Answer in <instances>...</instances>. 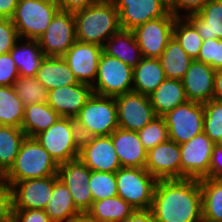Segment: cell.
I'll use <instances>...</instances> for the list:
<instances>
[{"instance_id":"6da1fadb","label":"cell","mask_w":222,"mask_h":222,"mask_svg":"<svg viewBox=\"0 0 222 222\" xmlns=\"http://www.w3.org/2000/svg\"><path fill=\"white\" fill-rule=\"evenodd\" d=\"M151 211L155 222H203L199 180H158Z\"/></svg>"},{"instance_id":"7a4b0ae2","label":"cell","mask_w":222,"mask_h":222,"mask_svg":"<svg viewBox=\"0 0 222 222\" xmlns=\"http://www.w3.org/2000/svg\"><path fill=\"white\" fill-rule=\"evenodd\" d=\"M73 14L76 37L81 42L103 47L104 43L121 29L119 12L112 0H98Z\"/></svg>"},{"instance_id":"3957f363","label":"cell","mask_w":222,"mask_h":222,"mask_svg":"<svg viewBox=\"0 0 222 222\" xmlns=\"http://www.w3.org/2000/svg\"><path fill=\"white\" fill-rule=\"evenodd\" d=\"M58 166L35 137L26 136L13 165L2 179L11 187L15 182L57 175Z\"/></svg>"},{"instance_id":"277c9868","label":"cell","mask_w":222,"mask_h":222,"mask_svg":"<svg viewBox=\"0 0 222 222\" xmlns=\"http://www.w3.org/2000/svg\"><path fill=\"white\" fill-rule=\"evenodd\" d=\"M74 119L80 139L111 135L119 127L115 98L93 93Z\"/></svg>"},{"instance_id":"5b68a950","label":"cell","mask_w":222,"mask_h":222,"mask_svg":"<svg viewBox=\"0 0 222 222\" xmlns=\"http://www.w3.org/2000/svg\"><path fill=\"white\" fill-rule=\"evenodd\" d=\"M59 10L56 0H18L11 21L19 38L37 40Z\"/></svg>"},{"instance_id":"8992f818","label":"cell","mask_w":222,"mask_h":222,"mask_svg":"<svg viewBox=\"0 0 222 222\" xmlns=\"http://www.w3.org/2000/svg\"><path fill=\"white\" fill-rule=\"evenodd\" d=\"M35 139L58 165L79 158L81 139L74 118L60 117Z\"/></svg>"},{"instance_id":"52a82bcc","label":"cell","mask_w":222,"mask_h":222,"mask_svg":"<svg viewBox=\"0 0 222 222\" xmlns=\"http://www.w3.org/2000/svg\"><path fill=\"white\" fill-rule=\"evenodd\" d=\"M157 181L145 168L121 167L116 172L118 196L135 209H151Z\"/></svg>"},{"instance_id":"ba28073f","label":"cell","mask_w":222,"mask_h":222,"mask_svg":"<svg viewBox=\"0 0 222 222\" xmlns=\"http://www.w3.org/2000/svg\"><path fill=\"white\" fill-rule=\"evenodd\" d=\"M92 89L94 94L108 97L131 92L133 90V68L118 58L102 52Z\"/></svg>"},{"instance_id":"9c48e42d","label":"cell","mask_w":222,"mask_h":222,"mask_svg":"<svg viewBox=\"0 0 222 222\" xmlns=\"http://www.w3.org/2000/svg\"><path fill=\"white\" fill-rule=\"evenodd\" d=\"M163 117L168 127L169 139L180 145L203 132L204 103L187 101Z\"/></svg>"},{"instance_id":"30bf717a","label":"cell","mask_w":222,"mask_h":222,"mask_svg":"<svg viewBox=\"0 0 222 222\" xmlns=\"http://www.w3.org/2000/svg\"><path fill=\"white\" fill-rule=\"evenodd\" d=\"M37 40L45 56L62 57L77 41L73 12L59 10Z\"/></svg>"},{"instance_id":"8fae6325","label":"cell","mask_w":222,"mask_h":222,"mask_svg":"<svg viewBox=\"0 0 222 222\" xmlns=\"http://www.w3.org/2000/svg\"><path fill=\"white\" fill-rule=\"evenodd\" d=\"M176 18L169 11L165 16L147 21L133 30L143 57H160L169 40L173 37V26Z\"/></svg>"},{"instance_id":"7c38bea8","label":"cell","mask_w":222,"mask_h":222,"mask_svg":"<svg viewBox=\"0 0 222 222\" xmlns=\"http://www.w3.org/2000/svg\"><path fill=\"white\" fill-rule=\"evenodd\" d=\"M114 98L119 128L138 132L156 117L149 96L131 91Z\"/></svg>"},{"instance_id":"4fadbf2b","label":"cell","mask_w":222,"mask_h":222,"mask_svg":"<svg viewBox=\"0 0 222 222\" xmlns=\"http://www.w3.org/2000/svg\"><path fill=\"white\" fill-rule=\"evenodd\" d=\"M214 144L204 132L180 144L181 179L199 180L208 176Z\"/></svg>"},{"instance_id":"5bb4252c","label":"cell","mask_w":222,"mask_h":222,"mask_svg":"<svg viewBox=\"0 0 222 222\" xmlns=\"http://www.w3.org/2000/svg\"><path fill=\"white\" fill-rule=\"evenodd\" d=\"M58 175L27 179L11 186L12 209L45 210Z\"/></svg>"},{"instance_id":"9a60e30c","label":"cell","mask_w":222,"mask_h":222,"mask_svg":"<svg viewBox=\"0 0 222 222\" xmlns=\"http://www.w3.org/2000/svg\"><path fill=\"white\" fill-rule=\"evenodd\" d=\"M79 159L91 171L116 173L121 168L111 135L81 139Z\"/></svg>"},{"instance_id":"2e32d148","label":"cell","mask_w":222,"mask_h":222,"mask_svg":"<svg viewBox=\"0 0 222 222\" xmlns=\"http://www.w3.org/2000/svg\"><path fill=\"white\" fill-rule=\"evenodd\" d=\"M58 178L67 186L76 208L86 213L93 202L88 186L91 170L79 159L61 163L58 166Z\"/></svg>"},{"instance_id":"e0dca14e","label":"cell","mask_w":222,"mask_h":222,"mask_svg":"<svg viewBox=\"0 0 222 222\" xmlns=\"http://www.w3.org/2000/svg\"><path fill=\"white\" fill-rule=\"evenodd\" d=\"M119 12L121 29L134 30L169 12L167 0H112Z\"/></svg>"},{"instance_id":"ac0fdd59","label":"cell","mask_w":222,"mask_h":222,"mask_svg":"<svg viewBox=\"0 0 222 222\" xmlns=\"http://www.w3.org/2000/svg\"><path fill=\"white\" fill-rule=\"evenodd\" d=\"M103 47L76 41L62 56L79 83L93 85Z\"/></svg>"},{"instance_id":"d6986e66","label":"cell","mask_w":222,"mask_h":222,"mask_svg":"<svg viewBox=\"0 0 222 222\" xmlns=\"http://www.w3.org/2000/svg\"><path fill=\"white\" fill-rule=\"evenodd\" d=\"M145 169L157 180L181 179L180 145L168 139L150 149Z\"/></svg>"},{"instance_id":"ffe728a7","label":"cell","mask_w":222,"mask_h":222,"mask_svg":"<svg viewBox=\"0 0 222 222\" xmlns=\"http://www.w3.org/2000/svg\"><path fill=\"white\" fill-rule=\"evenodd\" d=\"M92 94V86L88 84L63 86L49 90L47 104L60 117L75 118Z\"/></svg>"},{"instance_id":"44dd1931","label":"cell","mask_w":222,"mask_h":222,"mask_svg":"<svg viewBox=\"0 0 222 222\" xmlns=\"http://www.w3.org/2000/svg\"><path fill=\"white\" fill-rule=\"evenodd\" d=\"M216 71L203 62L193 60L182 79L188 101L206 103L213 99Z\"/></svg>"},{"instance_id":"7402d4cb","label":"cell","mask_w":222,"mask_h":222,"mask_svg":"<svg viewBox=\"0 0 222 222\" xmlns=\"http://www.w3.org/2000/svg\"><path fill=\"white\" fill-rule=\"evenodd\" d=\"M111 139L121 167L145 168L147 150L135 131L117 128Z\"/></svg>"},{"instance_id":"603a6c76","label":"cell","mask_w":222,"mask_h":222,"mask_svg":"<svg viewBox=\"0 0 222 222\" xmlns=\"http://www.w3.org/2000/svg\"><path fill=\"white\" fill-rule=\"evenodd\" d=\"M103 52L134 68L143 58L133 30L120 29L103 45Z\"/></svg>"},{"instance_id":"cb8c5ba5","label":"cell","mask_w":222,"mask_h":222,"mask_svg":"<svg viewBox=\"0 0 222 222\" xmlns=\"http://www.w3.org/2000/svg\"><path fill=\"white\" fill-rule=\"evenodd\" d=\"M186 18L196 27L203 41L222 39V0H208L198 13Z\"/></svg>"},{"instance_id":"d4e9b609","label":"cell","mask_w":222,"mask_h":222,"mask_svg":"<svg viewBox=\"0 0 222 222\" xmlns=\"http://www.w3.org/2000/svg\"><path fill=\"white\" fill-rule=\"evenodd\" d=\"M156 116L163 117L176 106L188 101L182 80L166 78L150 95Z\"/></svg>"},{"instance_id":"484cf974","label":"cell","mask_w":222,"mask_h":222,"mask_svg":"<svg viewBox=\"0 0 222 222\" xmlns=\"http://www.w3.org/2000/svg\"><path fill=\"white\" fill-rule=\"evenodd\" d=\"M36 78L48 91L79 83L62 57L45 56L37 71Z\"/></svg>"},{"instance_id":"4316f807","label":"cell","mask_w":222,"mask_h":222,"mask_svg":"<svg viewBox=\"0 0 222 222\" xmlns=\"http://www.w3.org/2000/svg\"><path fill=\"white\" fill-rule=\"evenodd\" d=\"M10 54L21 77H36L40 64L45 58L38 40L31 39L20 38Z\"/></svg>"},{"instance_id":"83f0119b","label":"cell","mask_w":222,"mask_h":222,"mask_svg":"<svg viewBox=\"0 0 222 222\" xmlns=\"http://www.w3.org/2000/svg\"><path fill=\"white\" fill-rule=\"evenodd\" d=\"M166 79L159 58H145L133 68V90L149 96Z\"/></svg>"},{"instance_id":"f1b7e54d","label":"cell","mask_w":222,"mask_h":222,"mask_svg":"<svg viewBox=\"0 0 222 222\" xmlns=\"http://www.w3.org/2000/svg\"><path fill=\"white\" fill-rule=\"evenodd\" d=\"M45 212L53 222H70L82 214L76 208L69 189L60 179L54 183L53 193Z\"/></svg>"},{"instance_id":"f546056e","label":"cell","mask_w":222,"mask_h":222,"mask_svg":"<svg viewBox=\"0 0 222 222\" xmlns=\"http://www.w3.org/2000/svg\"><path fill=\"white\" fill-rule=\"evenodd\" d=\"M135 208L119 196L92 202L86 214L96 222H124Z\"/></svg>"},{"instance_id":"4dcf8cb0","label":"cell","mask_w":222,"mask_h":222,"mask_svg":"<svg viewBox=\"0 0 222 222\" xmlns=\"http://www.w3.org/2000/svg\"><path fill=\"white\" fill-rule=\"evenodd\" d=\"M60 115L47 103L24 106V117L21 129L27 137H35L40 132L52 126Z\"/></svg>"},{"instance_id":"1f68e13d","label":"cell","mask_w":222,"mask_h":222,"mask_svg":"<svg viewBox=\"0 0 222 222\" xmlns=\"http://www.w3.org/2000/svg\"><path fill=\"white\" fill-rule=\"evenodd\" d=\"M203 222H222V180L199 179Z\"/></svg>"},{"instance_id":"d6a6232c","label":"cell","mask_w":222,"mask_h":222,"mask_svg":"<svg viewBox=\"0 0 222 222\" xmlns=\"http://www.w3.org/2000/svg\"><path fill=\"white\" fill-rule=\"evenodd\" d=\"M159 60L166 78L179 80L183 79L193 61L174 36L169 40Z\"/></svg>"},{"instance_id":"836d02e7","label":"cell","mask_w":222,"mask_h":222,"mask_svg":"<svg viewBox=\"0 0 222 222\" xmlns=\"http://www.w3.org/2000/svg\"><path fill=\"white\" fill-rule=\"evenodd\" d=\"M25 138L21 128L0 125V179L13 165Z\"/></svg>"},{"instance_id":"e575fe53","label":"cell","mask_w":222,"mask_h":222,"mask_svg":"<svg viewBox=\"0 0 222 222\" xmlns=\"http://www.w3.org/2000/svg\"><path fill=\"white\" fill-rule=\"evenodd\" d=\"M24 104L13 86H0V125L21 128Z\"/></svg>"},{"instance_id":"d590c367","label":"cell","mask_w":222,"mask_h":222,"mask_svg":"<svg viewBox=\"0 0 222 222\" xmlns=\"http://www.w3.org/2000/svg\"><path fill=\"white\" fill-rule=\"evenodd\" d=\"M173 36L190 58L196 60L202 46V37L196 27L186 18L177 17L173 26Z\"/></svg>"},{"instance_id":"8d00e7d4","label":"cell","mask_w":222,"mask_h":222,"mask_svg":"<svg viewBox=\"0 0 222 222\" xmlns=\"http://www.w3.org/2000/svg\"><path fill=\"white\" fill-rule=\"evenodd\" d=\"M13 87L24 106L48 102L49 91L36 77L19 76Z\"/></svg>"},{"instance_id":"74e56055","label":"cell","mask_w":222,"mask_h":222,"mask_svg":"<svg viewBox=\"0 0 222 222\" xmlns=\"http://www.w3.org/2000/svg\"><path fill=\"white\" fill-rule=\"evenodd\" d=\"M203 132L214 142L222 143V101L204 103Z\"/></svg>"},{"instance_id":"f35d334b","label":"cell","mask_w":222,"mask_h":222,"mask_svg":"<svg viewBox=\"0 0 222 222\" xmlns=\"http://www.w3.org/2000/svg\"><path fill=\"white\" fill-rule=\"evenodd\" d=\"M88 186L91 189L93 202L118 196L116 173L91 171Z\"/></svg>"},{"instance_id":"ab89813d","label":"cell","mask_w":222,"mask_h":222,"mask_svg":"<svg viewBox=\"0 0 222 222\" xmlns=\"http://www.w3.org/2000/svg\"><path fill=\"white\" fill-rule=\"evenodd\" d=\"M137 133L147 151L169 139L168 127L165 118L160 116H156Z\"/></svg>"},{"instance_id":"60d3db41","label":"cell","mask_w":222,"mask_h":222,"mask_svg":"<svg viewBox=\"0 0 222 222\" xmlns=\"http://www.w3.org/2000/svg\"><path fill=\"white\" fill-rule=\"evenodd\" d=\"M196 61L210 65L215 71L222 69V39L204 40Z\"/></svg>"},{"instance_id":"b9f144b4","label":"cell","mask_w":222,"mask_h":222,"mask_svg":"<svg viewBox=\"0 0 222 222\" xmlns=\"http://www.w3.org/2000/svg\"><path fill=\"white\" fill-rule=\"evenodd\" d=\"M19 39L11 19L0 18V55L9 53Z\"/></svg>"},{"instance_id":"7bdbcfd3","label":"cell","mask_w":222,"mask_h":222,"mask_svg":"<svg viewBox=\"0 0 222 222\" xmlns=\"http://www.w3.org/2000/svg\"><path fill=\"white\" fill-rule=\"evenodd\" d=\"M207 1L208 0H167V4L169 11L176 17H186L198 13Z\"/></svg>"},{"instance_id":"ee69618b","label":"cell","mask_w":222,"mask_h":222,"mask_svg":"<svg viewBox=\"0 0 222 222\" xmlns=\"http://www.w3.org/2000/svg\"><path fill=\"white\" fill-rule=\"evenodd\" d=\"M19 77L18 68L9 53L0 55V86H13Z\"/></svg>"},{"instance_id":"f6af8a7d","label":"cell","mask_w":222,"mask_h":222,"mask_svg":"<svg viewBox=\"0 0 222 222\" xmlns=\"http://www.w3.org/2000/svg\"><path fill=\"white\" fill-rule=\"evenodd\" d=\"M12 213L18 222H53L45 210L12 209Z\"/></svg>"},{"instance_id":"bcb514c9","label":"cell","mask_w":222,"mask_h":222,"mask_svg":"<svg viewBox=\"0 0 222 222\" xmlns=\"http://www.w3.org/2000/svg\"><path fill=\"white\" fill-rule=\"evenodd\" d=\"M206 178L222 180V143H215L213 146Z\"/></svg>"},{"instance_id":"7dc6e473","label":"cell","mask_w":222,"mask_h":222,"mask_svg":"<svg viewBox=\"0 0 222 222\" xmlns=\"http://www.w3.org/2000/svg\"><path fill=\"white\" fill-rule=\"evenodd\" d=\"M12 213L11 187L0 179V220Z\"/></svg>"},{"instance_id":"c3c4849f","label":"cell","mask_w":222,"mask_h":222,"mask_svg":"<svg viewBox=\"0 0 222 222\" xmlns=\"http://www.w3.org/2000/svg\"><path fill=\"white\" fill-rule=\"evenodd\" d=\"M98 0H56L61 11L75 12L93 5Z\"/></svg>"},{"instance_id":"681fc988","label":"cell","mask_w":222,"mask_h":222,"mask_svg":"<svg viewBox=\"0 0 222 222\" xmlns=\"http://www.w3.org/2000/svg\"><path fill=\"white\" fill-rule=\"evenodd\" d=\"M124 222H155L151 209H135Z\"/></svg>"},{"instance_id":"f907efd6","label":"cell","mask_w":222,"mask_h":222,"mask_svg":"<svg viewBox=\"0 0 222 222\" xmlns=\"http://www.w3.org/2000/svg\"><path fill=\"white\" fill-rule=\"evenodd\" d=\"M17 4L18 0H0V18L11 19Z\"/></svg>"},{"instance_id":"816d5d0a","label":"cell","mask_w":222,"mask_h":222,"mask_svg":"<svg viewBox=\"0 0 222 222\" xmlns=\"http://www.w3.org/2000/svg\"><path fill=\"white\" fill-rule=\"evenodd\" d=\"M213 99L222 101V69L215 73Z\"/></svg>"},{"instance_id":"f5cc1de1","label":"cell","mask_w":222,"mask_h":222,"mask_svg":"<svg viewBox=\"0 0 222 222\" xmlns=\"http://www.w3.org/2000/svg\"><path fill=\"white\" fill-rule=\"evenodd\" d=\"M70 222H96V221L91 217H89L86 213H83L73 218Z\"/></svg>"},{"instance_id":"db71d44e","label":"cell","mask_w":222,"mask_h":222,"mask_svg":"<svg viewBox=\"0 0 222 222\" xmlns=\"http://www.w3.org/2000/svg\"><path fill=\"white\" fill-rule=\"evenodd\" d=\"M0 222H18L13 213L8 215L5 219L0 220Z\"/></svg>"}]
</instances>
